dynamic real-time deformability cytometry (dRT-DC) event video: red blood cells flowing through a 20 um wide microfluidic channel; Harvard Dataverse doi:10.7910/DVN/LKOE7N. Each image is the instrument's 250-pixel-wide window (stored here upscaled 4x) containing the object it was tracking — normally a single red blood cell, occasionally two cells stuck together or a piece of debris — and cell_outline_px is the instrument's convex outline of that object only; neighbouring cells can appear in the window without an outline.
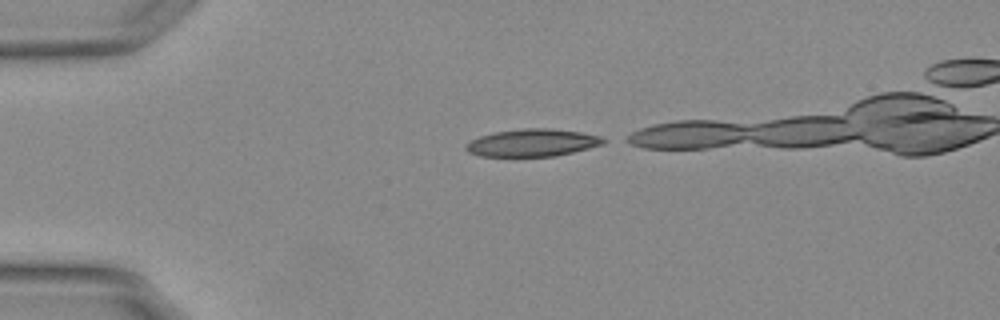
{"species": "Egyptian fruit bat (a non-hibernating species)", "species_latin": "Rousettus aegyptiacus", "temperature_condition": "warm", "stored_images_in_passage": 16, "camera_frame_rate_fps": 3000, "um_per_image_px": 0.085, "animal": {"sex": "female"}, "frame": {"image": 1, "passage_image": 1, "time_ms": 0.0, "image_size_px": [1000, 320], "cell_outline_px": [[608, 140], [604, 144], [556, 156], [480, 156], [468, 152], [464, 148], [464, 144], [480, 136], [496, 132], [524, 128], [552, 128], [580, 132], [600, 136]], "centroid_in_image_um": [45.26, 12.13], "position_along_channel_um": 39.7, "area_um2": 21.96}}
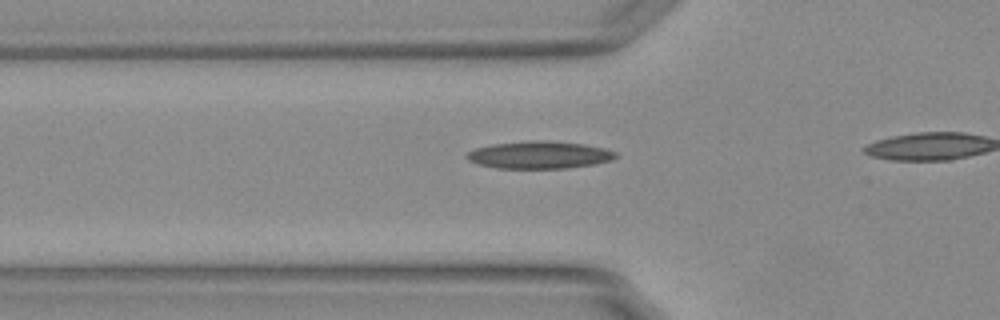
{"frame": {"image": 2, "passage_image": 7, "time_ms": 2.0, "image_size_px": [1000, 320], "cell_outline_px": [[616, 156], [612, 160], [592, 164], [564, 168], [496, 168], [480, 164], [468, 160], [464, 156], [468, 152], [476, 148], [492, 144], [528, 140], [548, 140], [584, 144], [604, 148], [616, 152]], "centroid_in_image_um": [45.82, 13.15], "position_along_channel_um": 80.0, "area_um2": 23.7}}